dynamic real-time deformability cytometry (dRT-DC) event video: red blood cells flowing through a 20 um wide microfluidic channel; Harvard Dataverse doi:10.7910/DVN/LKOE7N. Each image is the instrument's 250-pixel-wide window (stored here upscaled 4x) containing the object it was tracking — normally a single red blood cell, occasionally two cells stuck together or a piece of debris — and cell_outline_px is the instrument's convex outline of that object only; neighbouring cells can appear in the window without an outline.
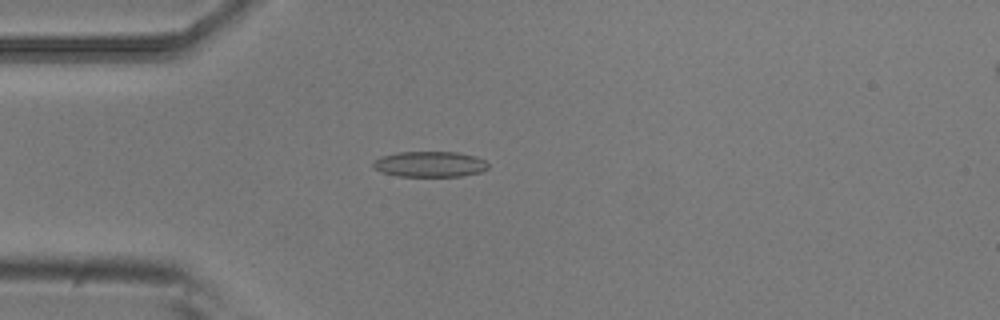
{"species": "common noctule bat (a hibernating species)", "species_latin": "Nyctalus noctula", "temperature_condition": "room temperature", "stored_images_in_passage": 3, "camera_frame_rate_fps": 3000, "um_per_image_px": 0.085, "animal": {"sex": "male", "body_mass_g": 20.5, "forearm_length_mm": 52.5}, "frame": {"image": 1, "passage_image": 3, "time_ms": 0.667, "image_size_px": [1000, 320], "cell_outline_px": [[488, 168], [480, 172], [460, 176], [396, 176], [380, 172], [372, 168], [372, 160], [380, 156], [396, 152], [456, 152], [476, 156], [484, 160], [488, 164]], "centroid_in_image_um": [36.46, 13.95], "position_along_channel_um": 48.5, "area_um2": 17.4}}